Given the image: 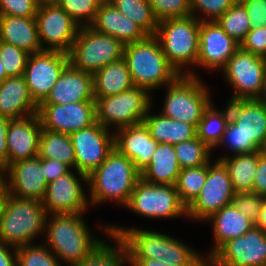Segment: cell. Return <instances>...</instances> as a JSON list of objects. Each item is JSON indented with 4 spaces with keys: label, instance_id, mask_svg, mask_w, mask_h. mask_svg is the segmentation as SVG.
I'll use <instances>...</instances> for the list:
<instances>
[{
    "label": "cell",
    "instance_id": "cell-1",
    "mask_svg": "<svg viewBox=\"0 0 266 266\" xmlns=\"http://www.w3.org/2000/svg\"><path fill=\"white\" fill-rule=\"evenodd\" d=\"M126 246L130 259H153L175 266H205L206 259L180 241L160 232L119 227H102ZM205 260V261H204Z\"/></svg>",
    "mask_w": 266,
    "mask_h": 266
},
{
    "label": "cell",
    "instance_id": "cell-2",
    "mask_svg": "<svg viewBox=\"0 0 266 266\" xmlns=\"http://www.w3.org/2000/svg\"><path fill=\"white\" fill-rule=\"evenodd\" d=\"M125 59L135 87L152 89L174 82L180 74L169 63L155 35L128 43L124 47Z\"/></svg>",
    "mask_w": 266,
    "mask_h": 266
},
{
    "label": "cell",
    "instance_id": "cell-3",
    "mask_svg": "<svg viewBox=\"0 0 266 266\" xmlns=\"http://www.w3.org/2000/svg\"><path fill=\"white\" fill-rule=\"evenodd\" d=\"M140 178L133 162L114 147L107 159L88 175L91 204L114 200L126 206Z\"/></svg>",
    "mask_w": 266,
    "mask_h": 266
},
{
    "label": "cell",
    "instance_id": "cell-4",
    "mask_svg": "<svg viewBox=\"0 0 266 266\" xmlns=\"http://www.w3.org/2000/svg\"><path fill=\"white\" fill-rule=\"evenodd\" d=\"M46 220L47 245L54 255L70 266L90 256L104 242L93 238L81 214H53ZM49 222V223H47Z\"/></svg>",
    "mask_w": 266,
    "mask_h": 266
},
{
    "label": "cell",
    "instance_id": "cell-5",
    "mask_svg": "<svg viewBox=\"0 0 266 266\" xmlns=\"http://www.w3.org/2000/svg\"><path fill=\"white\" fill-rule=\"evenodd\" d=\"M47 217L42 201L7 194L0 213V241L14 248L31 245L45 229Z\"/></svg>",
    "mask_w": 266,
    "mask_h": 266
},
{
    "label": "cell",
    "instance_id": "cell-6",
    "mask_svg": "<svg viewBox=\"0 0 266 266\" xmlns=\"http://www.w3.org/2000/svg\"><path fill=\"white\" fill-rule=\"evenodd\" d=\"M201 20L196 16L169 18L159 21L155 36L169 63L183 75L185 65L197 64Z\"/></svg>",
    "mask_w": 266,
    "mask_h": 266
},
{
    "label": "cell",
    "instance_id": "cell-7",
    "mask_svg": "<svg viewBox=\"0 0 266 266\" xmlns=\"http://www.w3.org/2000/svg\"><path fill=\"white\" fill-rule=\"evenodd\" d=\"M124 47L113 36L83 25L68 53L70 64L75 69L94 75L108 63L123 58Z\"/></svg>",
    "mask_w": 266,
    "mask_h": 266
},
{
    "label": "cell",
    "instance_id": "cell-8",
    "mask_svg": "<svg viewBox=\"0 0 266 266\" xmlns=\"http://www.w3.org/2000/svg\"><path fill=\"white\" fill-rule=\"evenodd\" d=\"M191 71L180 75L174 82L168 84L162 114L196 128L204 110L210 105L207 88Z\"/></svg>",
    "mask_w": 266,
    "mask_h": 266
},
{
    "label": "cell",
    "instance_id": "cell-9",
    "mask_svg": "<svg viewBox=\"0 0 266 266\" xmlns=\"http://www.w3.org/2000/svg\"><path fill=\"white\" fill-rule=\"evenodd\" d=\"M149 94L143 87H134L120 94L97 99L96 122L107 129L112 124L119 129L142 123L151 105Z\"/></svg>",
    "mask_w": 266,
    "mask_h": 266
},
{
    "label": "cell",
    "instance_id": "cell-10",
    "mask_svg": "<svg viewBox=\"0 0 266 266\" xmlns=\"http://www.w3.org/2000/svg\"><path fill=\"white\" fill-rule=\"evenodd\" d=\"M126 206L150 218L187 215V207L180 201L175 185L152 184L142 178L136 183Z\"/></svg>",
    "mask_w": 266,
    "mask_h": 266
},
{
    "label": "cell",
    "instance_id": "cell-11",
    "mask_svg": "<svg viewBox=\"0 0 266 266\" xmlns=\"http://www.w3.org/2000/svg\"><path fill=\"white\" fill-rule=\"evenodd\" d=\"M75 152V168L86 183L88 175L97 169L114 149V134L96 122L69 135Z\"/></svg>",
    "mask_w": 266,
    "mask_h": 266
},
{
    "label": "cell",
    "instance_id": "cell-12",
    "mask_svg": "<svg viewBox=\"0 0 266 266\" xmlns=\"http://www.w3.org/2000/svg\"><path fill=\"white\" fill-rule=\"evenodd\" d=\"M235 195L229 172L218 159L212 166L207 164V179L200 194L187 207V215L207 220L214 213L232 203Z\"/></svg>",
    "mask_w": 266,
    "mask_h": 266
},
{
    "label": "cell",
    "instance_id": "cell-13",
    "mask_svg": "<svg viewBox=\"0 0 266 266\" xmlns=\"http://www.w3.org/2000/svg\"><path fill=\"white\" fill-rule=\"evenodd\" d=\"M222 70L236 89L230 100L256 99L262 91L266 58L239 47Z\"/></svg>",
    "mask_w": 266,
    "mask_h": 266
},
{
    "label": "cell",
    "instance_id": "cell-14",
    "mask_svg": "<svg viewBox=\"0 0 266 266\" xmlns=\"http://www.w3.org/2000/svg\"><path fill=\"white\" fill-rule=\"evenodd\" d=\"M43 50L69 53L81 26L57 3L41 4L35 16ZM43 41L49 47H43Z\"/></svg>",
    "mask_w": 266,
    "mask_h": 266
},
{
    "label": "cell",
    "instance_id": "cell-15",
    "mask_svg": "<svg viewBox=\"0 0 266 266\" xmlns=\"http://www.w3.org/2000/svg\"><path fill=\"white\" fill-rule=\"evenodd\" d=\"M69 64V55L61 51L44 50L29 55L23 77L38 105L47 97Z\"/></svg>",
    "mask_w": 266,
    "mask_h": 266
},
{
    "label": "cell",
    "instance_id": "cell-16",
    "mask_svg": "<svg viewBox=\"0 0 266 266\" xmlns=\"http://www.w3.org/2000/svg\"><path fill=\"white\" fill-rule=\"evenodd\" d=\"M209 266H266V234L256 225L243 236L225 243L208 261Z\"/></svg>",
    "mask_w": 266,
    "mask_h": 266
},
{
    "label": "cell",
    "instance_id": "cell-17",
    "mask_svg": "<svg viewBox=\"0 0 266 266\" xmlns=\"http://www.w3.org/2000/svg\"><path fill=\"white\" fill-rule=\"evenodd\" d=\"M37 114L43 129L70 135L96 123V103L39 104Z\"/></svg>",
    "mask_w": 266,
    "mask_h": 266
},
{
    "label": "cell",
    "instance_id": "cell-18",
    "mask_svg": "<svg viewBox=\"0 0 266 266\" xmlns=\"http://www.w3.org/2000/svg\"><path fill=\"white\" fill-rule=\"evenodd\" d=\"M240 44L217 21L201 20L197 64L209 69H223Z\"/></svg>",
    "mask_w": 266,
    "mask_h": 266
},
{
    "label": "cell",
    "instance_id": "cell-19",
    "mask_svg": "<svg viewBox=\"0 0 266 266\" xmlns=\"http://www.w3.org/2000/svg\"><path fill=\"white\" fill-rule=\"evenodd\" d=\"M230 119L245 136L246 153L260 151L266 141V107L257 99L229 100Z\"/></svg>",
    "mask_w": 266,
    "mask_h": 266
},
{
    "label": "cell",
    "instance_id": "cell-20",
    "mask_svg": "<svg viewBox=\"0 0 266 266\" xmlns=\"http://www.w3.org/2000/svg\"><path fill=\"white\" fill-rule=\"evenodd\" d=\"M8 171V194L20 199L40 200L45 196L47 182L44 175V158L39 156L10 164Z\"/></svg>",
    "mask_w": 266,
    "mask_h": 266
},
{
    "label": "cell",
    "instance_id": "cell-21",
    "mask_svg": "<svg viewBox=\"0 0 266 266\" xmlns=\"http://www.w3.org/2000/svg\"><path fill=\"white\" fill-rule=\"evenodd\" d=\"M42 204L51 216L84 213L89 203L81 183L70 171L47 185Z\"/></svg>",
    "mask_w": 266,
    "mask_h": 266
},
{
    "label": "cell",
    "instance_id": "cell-22",
    "mask_svg": "<svg viewBox=\"0 0 266 266\" xmlns=\"http://www.w3.org/2000/svg\"><path fill=\"white\" fill-rule=\"evenodd\" d=\"M41 130L38 114L10 120L6 135L8 166L38 156Z\"/></svg>",
    "mask_w": 266,
    "mask_h": 266
},
{
    "label": "cell",
    "instance_id": "cell-23",
    "mask_svg": "<svg viewBox=\"0 0 266 266\" xmlns=\"http://www.w3.org/2000/svg\"><path fill=\"white\" fill-rule=\"evenodd\" d=\"M95 101L93 75L69 64L40 104H68Z\"/></svg>",
    "mask_w": 266,
    "mask_h": 266
},
{
    "label": "cell",
    "instance_id": "cell-24",
    "mask_svg": "<svg viewBox=\"0 0 266 266\" xmlns=\"http://www.w3.org/2000/svg\"><path fill=\"white\" fill-rule=\"evenodd\" d=\"M117 131L114 134V147L127 156L141 173L151 162L159 143L151 136L143 122L119 128Z\"/></svg>",
    "mask_w": 266,
    "mask_h": 266
},
{
    "label": "cell",
    "instance_id": "cell-25",
    "mask_svg": "<svg viewBox=\"0 0 266 266\" xmlns=\"http://www.w3.org/2000/svg\"><path fill=\"white\" fill-rule=\"evenodd\" d=\"M95 31L113 36L124 45L145 39L148 34L121 13L109 0H104L90 25Z\"/></svg>",
    "mask_w": 266,
    "mask_h": 266
},
{
    "label": "cell",
    "instance_id": "cell-26",
    "mask_svg": "<svg viewBox=\"0 0 266 266\" xmlns=\"http://www.w3.org/2000/svg\"><path fill=\"white\" fill-rule=\"evenodd\" d=\"M38 113V104L32 98L22 76L8 77L0 83V116L10 120Z\"/></svg>",
    "mask_w": 266,
    "mask_h": 266
},
{
    "label": "cell",
    "instance_id": "cell-27",
    "mask_svg": "<svg viewBox=\"0 0 266 266\" xmlns=\"http://www.w3.org/2000/svg\"><path fill=\"white\" fill-rule=\"evenodd\" d=\"M0 42L12 44L29 54L44 51L35 18L0 15Z\"/></svg>",
    "mask_w": 266,
    "mask_h": 266
},
{
    "label": "cell",
    "instance_id": "cell-28",
    "mask_svg": "<svg viewBox=\"0 0 266 266\" xmlns=\"http://www.w3.org/2000/svg\"><path fill=\"white\" fill-rule=\"evenodd\" d=\"M208 220H212L215 246L207 261L228 241L243 236L255 224L238 210L233 203L214 213Z\"/></svg>",
    "mask_w": 266,
    "mask_h": 266
},
{
    "label": "cell",
    "instance_id": "cell-29",
    "mask_svg": "<svg viewBox=\"0 0 266 266\" xmlns=\"http://www.w3.org/2000/svg\"><path fill=\"white\" fill-rule=\"evenodd\" d=\"M181 171L173 144L159 143L141 178L158 185H175Z\"/></svg>",
    "mask_w": 266,
    "mask_h": 266
},
{
    "label": "cell",
    "instance_id": "cell-30",
    "mask_svg": "<svg viewBox=\"0 0 266 266\" xmlns=\"http://www.w3.org/2000/svg\"><path fill=\"white\" fill-rule=\"evenodd\" d=\"M93 85L95 101L135 87L124 58L108 63L95 73Z\"/></svg>",
    "mask_w": 266,
    "mask_h": 266
},
{
    "label": "cell",
    "instance_id": "cell-31",
    "mask_svg": "<svg viewBox=\"0 0 266 266\" xmlns=\"http://www.w3.org/2000/svg\"><path fill=\"white\" fill-rule=\"evenodd\" d=\"M150 108L143 120L151 136L158 143L177 144L197 136L196 127L163 115H150Z\"/></svg>",
    "mask_w": 266,
    "mask_h": 266
},
{
    "label": "cell",
    "instance_id": "cell-32",
    "mask_svg": "<svg viewBox=\"0 0 266 266\" xmlns=\"http://www.w3.org/2000/svg\"><path fill=\"white\" fill-rule=\"evenodd\" d=\"M232 182L234 192H251L258 166V151L221 157Z\"/></svg>",
    "mask_w": 266,
    "mask_h": 266
},
{
    "label": "cell",
    "instance_id": "cell-33",
    "mask_svg": "<svg viewBox=\"0 0 266 266\" xmlns=\"http://www.w3.org/2000/svg\"><path fill=\"white\" fill-rule=\"evenodd\" d=\"M38 156L45 159H56L70 167H75L74 147L68 134L42 128Z\"/></svg>",
    "mask_w": 266,
    "mask_h": 266
},
{
    "label": "cell",
    "instance_id": "cell-34",
    "mask_svg": "<svg viewBox=\"0 0 266 266\" xmlns=\"http://www.w3.org/2000/svg\"><path fill=\"white\" fill-rule=\"evenodd\" d=\"M213 105H210L204 110L201 120L196 128L197 137L208 145L211 149L214 146L220 145L230 120L229 108L223 112L214 110Z\"/></svg>",
    "mask_w": 266,
    "mask_h": 266
},
{
    "label": "cell",
    "instance_id": "cell-35",
    "mask_svg": "<svg viewBox=\"0 0 266 266\" xmlns=\"http://www.w3.org/2000/svg\"><path fill=\"white\" fill-rule=\"evenodd\" d=\"M126 17L137 23L148 35H155L159 21L148 0H109Z\"/></svg>",
    "mask_w": 266,
    "mask_h": 266
},
{
    "label": "cell",
    "instance_id": "cell-36",
    "mask_svg": "<svg viewBox=\"0 0 266 266\" xmlns=\"http://www.w3.org/2000/svg\"><path fill=\"white\" fill-rule=\"evenodd\" d=\"M206 179L207 164L181 169L175 187L180 201L186 207L200 194Z\"/></svg>",
    "mask_w": 266,
    "mask_h": 266
},
{
    "label": "cell",
    "instance_id": "cell-37",
    "mask_svg": "<svg viewBox=\"0 0 266 266\" xmlns=\"http://www.w3.org/2000/svg\"><path fill=\"white\" fill-rule=\"evenodd\" d=\"M176 157L181 169L209 164L210 151L208 145L197 136L191 140L174 144Z\"/></svg>",
    "mask_w": 266,
    "mask_h": 266
},
{
    "label": "cell",
    "instance_id": "cell-38",
    "mask_svg": "<svg viewBox=\"0 0 266 266\" xmlns=\"http://www.w3.org/2000/svg\"><path fill=\"white\" fill-rule=\"evenodd\" d=\"M217 22L223 30L239 44L251 30V24L244 5L238 0Z\"/></svg>",
    "mask_w": 266,
    "mask_h": 266
},
{
    "label": "cell",
    "instance_id": "cell-39",
    "mask_svg": "<svg viewBox=\"0 0 266 266\" xmlns=\"http://www.w3.org/2000/svg\"><path fill=\"white\" fill-rule=\"evenodd\" d=\"M119 246H109L105 241L90 256L72 266H122L124 261L130 262L129 253L124 243L117 237H112Z\"/></svg>",
    "mask_w": 266,
    "mask_h": 266
},
{
    "label": "cell",
    "instance_id": "cell-40",
    "mask_svg": "<svg viewBox=\"0 0 266 266\" xmlns=\"http://www.w3.org/2000/svg\"><path fill=\"white\" fill-rule=\"evenodd\" d=\"M16 250L17 266H61L54 253L42 244L22 246Z\"/></svg>",
    "mask_w": 266,
    "mask_h": 266
},
{
    "label": "cell",
    "instance_id": "cell-41",
    "mask_svg": "<svg viewBox=\"0 0 266 266\" xmlns=\"http://www.w3.org/2000/svg\"><path fill=\"white\" fill-rule=\"evenodd\" d=\"M104 0H59L57 4L81 27L90 26ZM83 19V20H82ZM82 20L81 23H79ZM87 22V24H86Z\"/></svg>",
    "mask_w": 266,
    "mask_h": 266
},
{
    "label": "cell",
    "instance_id": "cell-42",
    "mask_svg": "<svg viewBox=\"0 0 266 266\" xmlns=\"http://www.w3.org/2000/svg\"><path fill=\"white\" fill-rule=\"evenodd\" d=\"M29 53L12 44L0 42V58L8 77L24 74Z\"/></svg>",
    "mask_w": 266,
    "mask_h": 266
},
{
    "label": "cell",
    "instance_id": "cell-43",
    "mask_svg": "<svg viewBox=\"0 0 266 266\" xmlns=\"http://www.w3.org/2000/svg\"><path fill=\"white\" fill-rule=\"evenodd\" d=\"M158 21L191 15V0H148Z\"/></svg>",
    "mask_w": 266,
    "mask_h": 266
},
{
    "label": "cell",
    "instance_id": "cell-44",
    "mask_svg": "<svg viewBox=\"0 0 266 266\" xmlns=\"http://www.w3.org/2000/svg\"><path fill=\"white\" fill-rule=\"evenodd\" d=\"M263 201L264 197L251 191L235 193L232 203L256 225Z\"/></svg>",
    "mask_w": 266,
    "mask_h": 266
},
{
    "label": "cell",
    "instance_id": "cell-45",
    "mask_svg": "<svg viewBox=\"0 0 266 266\" xmlns=\"http://www.w3.org/2000/svg\"><path fill=\"white\" fill-rule=\"evenodd\" d=\"M39 6L37 0H0V15L35 18Z\"/></svg>",
    "mask_w": 266,
    "mask_h": 266
},
{
    "label": "cell",
    "instance_id": "cell-46",
    "mask_svg": "<svg viewBox=\"0 0 266 266\" xmlns=\"http://www.w3.org/2000/svg\"><path fill=\"white\" fill-rule=\"evenodd\" d=\"M238 0H191V15L198 9L217 21Z\"/></svg>",
    "mask_w": 266,
    "mask_h": 266
},
{
    "label": "cell",
    "instance_id": "cell-47",
    "mask_svg": "<svg viewBox=\"0 0 266 266\" xmlns=\"http://www.w3.org/2000/svg\"><path fill=\"white\" fill-rule=\"evenodd\" d=\"M240 47L254 55L266 58V27L251 28Z\"/></svg>",
    "mask_w": 266,
    "mask_h": 266
},
{
    "label": "cell",
    "instance_id": "cell-48",
    "mask_svg": "<svg viewBox=\"0 0 266 266\" xmlns=\"http://www.w3.org/2000/svg\"><path fill=\"white\" fill-rule=\"evenodd\" d=\"M247 10L252 28L266 27V0H239Z\"/></svg>",
    "mask_w": 266,
    "mask_h": 266
},
{
    "label": "cell",
    "instance_id": "cell-49",
    "mask_svg": "<svg viewBox=\"0 0 266 266\" xmlns=\"http://www.w3.org/2000/svg\"><path fill=\"white\" fill-rule=\"evenodd\" d=\"M222 143H227L228 147H230L235 154L246 153L245 136L231 119L227 124L220 144Z\"/></svg>",
    "mask_w": 266,
    "mask_h": 266
},
{
    "label": "cell",
    "instance_id": "cell-50",
    "mask_svg": "<svg viewBox=\"0 0 266 266\" xmlns=\"http://www.w3.org/2000/svg\"><path fill=\"white\" fill-rule=\"evenodd\" d=\"M252 192L266 198V155L258 151V166Z\"/></svg>",
    "mask_w": 266,
    "mask_h": 266
},
{
    "label": "cell",
    "instance_id": "cell-51",
    "mask_svg": "<svg viewBox=\"0 0 266 266\" xmlns=\"http://www.w3.org/2000/svg\"><path fill=\"white\" fill-rule=\"evenodd\" d=\"M70 166L56 159L44 158V175L47 184L70 172Z\"/></svg>",
    "mask_w": 266,
    "mask_h": 266
},
{
    "label": "cell",
    "instance_id": "cell-52",
    "mask_svg": "<svg viewBox=\"0 0 266 266\" xmlns=\"http://www.w3.org/2000/svg\"><path fill=\"white\" fill-rule=\"evenodd\" d=\"M10 119L0 116V172L8 167L7 129Z\"/></svg>",
    "mask_w": 266,
    "mask_h": 266
},
{
    "label": "cell",
    "instance_id": "cell-53",
    "mask_svg": "<svg viewBox=\"0 0 266 266\" xmlns=\"http://www.w3.org/2000/svg\"><path fill=\"white\" fill-rule=\"evenodd\" d=\"M7 246L0 241V266H17V250L13 248L15 253L11 254Z\"/></svg>",
    "mask_w": 266,
    "mask_h": 266
},
{
    "label": "cell",
    "instance_id": "cell-54",
    "mask_svg": "<svg viewBox=\"0 0 266 266\" xmlns=\"http://www.w3.org/2000/svg\"><path fill=\"white\" fill-rule=\"evenodd\" d=\"M131 266H175L172 264L165 263L164 261L160 260H153V259H130ZM205 266H209L206 264Z\"/></svg>",
    "mask_w": 266,
    "mask_h": 266
},
{
    "label": "cell",
    "instance_id": "cell-55",
    "mask_svg": "<svg viewBox=\"0 0 266 266\" xmlns=\"http://www.w3.org/2000/svg\"><path fill=\"white\" fill-rule=\"evenodd\" d=\"M5 177L2 174V172H0V213L2 211V207H3V203L5 200V197L8 194V190H7V180L5 181Z\"/></svg>",
    "mask_w": 266,
    "mask_h": 266
},
{
    "label": "cell",
    "instance_id": "cell-56",
    "mask_svg": "<svg viewBox=\"0 0 266 266\" xmlns=\"http://www.w3.org/2000/svg\"><path fill=\"white\" fill-rule=\"evenodd\" d=\"M256 226L266 234V198H264Z\"/></svg>",
    "mask_w": 266,
    "mask_h": 266
},
{
    "label": "cell",
    "instance_id": "cell-57",
    "mask_svg": "<svg viewBox=\"0 0 266 266\" xmlns=\"http://www.w3.org/2000/svg\"><path fill=\"white\" fill-rule=\"evenodd\" d=\"M256 99L266 107V74L263 81L262 91Z\"/></svg>",
    "mask_w": 266,
    "mask_h": 266
},
{
    "label": "cell",
    "instance_id": "cell-58",
    "mask_svg": "<svg viewBox=\"0 0 266 266\" xmlns=\"http://www.w3.org/2000/svg\"><path fill=\"white\" fill-rule=\"evenodd\" d=\"M6 78H8V76H7L6 70L4 68V65L2 63V60L0 58V83Z\"/></svg>",
    "mask_w": 266,
    "mask_h": 266
},
{
    "label": "cell",
    "instance_id": "cell-59",
    "mask_svg": "<svg viewBox=\"0 0 266 266\" xmlns=\"http://www.w3.org/2000/svg\"><path fill=\"white\" fill-rule=\"evenodd\" d=\"M39 4H52V3H57L59 0H37Z\"/></svg>",
    "mask_w": 266,
    "mask_h": 266
},
{
    "label": "cell",
    "instance_id": "cell-60",
    "mask_svg": "<svg viewBox=\"0 0 266 266\" xmlns=\"http://www.w3.org/2000/svg\"><path fill=\"white\" fill-rule=\"evenodd\" d=\"M261 152L266 155V141H265L263 147L261 148Z\"/></svg>",
    "mask_w": 266,
    "mask_h": 266
}]
</instances>
